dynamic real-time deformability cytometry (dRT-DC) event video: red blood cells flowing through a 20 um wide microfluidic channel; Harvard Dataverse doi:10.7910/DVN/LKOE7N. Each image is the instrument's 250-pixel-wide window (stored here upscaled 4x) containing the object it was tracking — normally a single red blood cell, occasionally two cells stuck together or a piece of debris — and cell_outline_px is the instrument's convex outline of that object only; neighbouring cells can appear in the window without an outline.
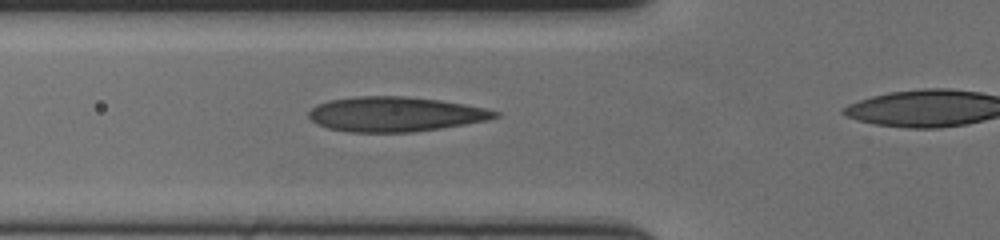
{"species": "human", "species_latin": "Homo sapiens", "temperature_condition": "cold", "stored_images_in_passage": 41, "camera_frame_rate_fps": 3000, "um_per_image_px": 0.085, "donor": {"sex": "female"}, "frame": {"image": 1, "passage_image": 15, "time_ms": 4.667, "image_size_px": [1000, 240], "cell_outline_px": [[500, 116], [488, 120], [440, 128], [412, 132], [348, 132], [328, 128], [316, 124], [308, 116], [308, 112], [316, 104], [328, 100], [356, 96], [404, 96], [440, 100], [464, 104], [484, 108], [500, 112]], "centroid_in_image_um": [33.56, 9.7], "position_along_channel_um": 92.2, "area_um2": 37.8}}
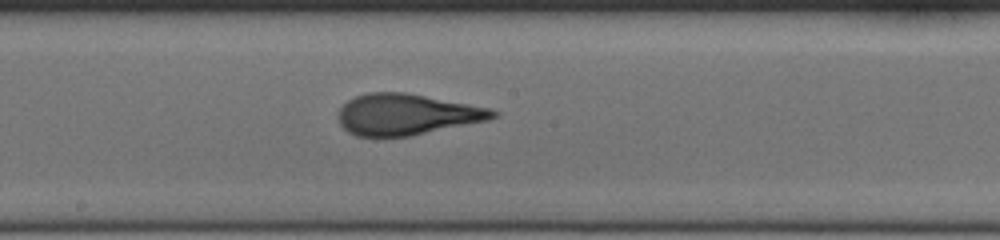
{"frame": {"image": 2, "passage_image": 25, "time_ms": 8.0, "image_size_px": [1000, 240], "cell_outline_px": [[500, 116], [488, 120], [412, 136], [356, 136], [348, 132], [340, 124], [336, 116], [340, 108], [348, 100], [356, 96], [368, 92], [408, 92], [492, 108], [500, 112]], "centroid_in_image_um": [34.6, 9.72], "position_along_channel_um": 213.6, "area_um2": 37.45}}
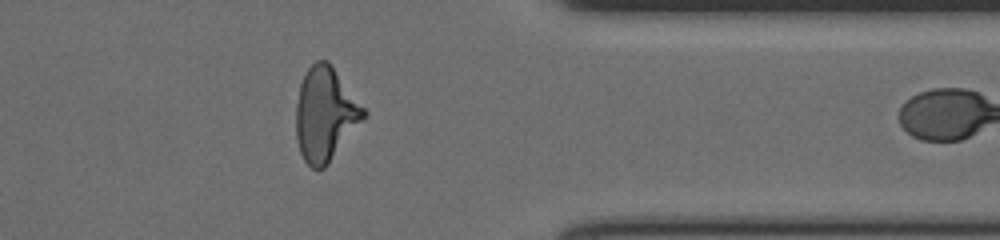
{"frame": {"image": 3, "passage_image": 40, "time_ms": 13.0, "image_size_px": [1000, 240], "cell_outline_px": [[368, 112], [328, 164], [324, 168], [312, 168], [304, 160], [300, 152], [296, 140], [296, 104], [300, 84], [308, 68], [316, 60], [328, 60], [332, 64]], "centroid_in_image_um": [27.63, 9.68], "position_along_channel_um": 383.8, "area_um2": 36.76}}